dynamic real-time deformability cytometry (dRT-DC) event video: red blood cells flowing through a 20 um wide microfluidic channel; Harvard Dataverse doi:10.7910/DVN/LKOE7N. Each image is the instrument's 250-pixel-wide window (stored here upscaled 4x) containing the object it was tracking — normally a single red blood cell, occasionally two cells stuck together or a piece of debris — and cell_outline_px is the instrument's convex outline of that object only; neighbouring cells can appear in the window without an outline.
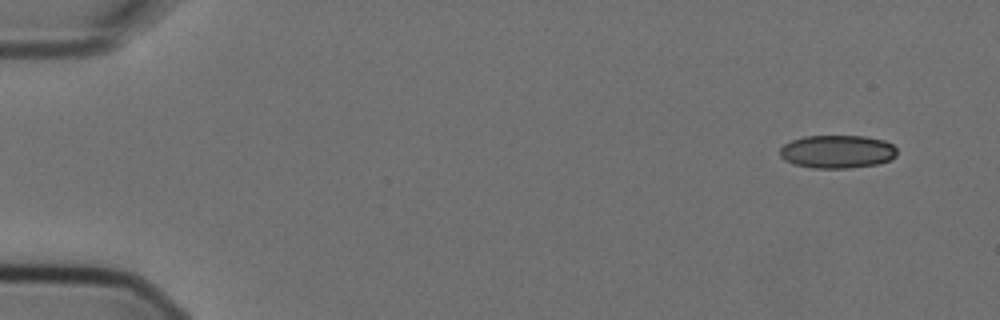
{"species": "Egyptian fruit bat (a non-hibernating species)", "species_latin": "Rousettus aegyptiacus", "temperature_condition": "cold", "stored_images_in_passage": 7, "camera_frame_rate_fps": 3000, "um_per_image_px": 0.085, "animal": {"sex": "female"}, "frame": {"image": 1, "passage_image": 1, "time_ms": 0.0, "image_size_px": [1000, 320], "cell_outline_px": [[896, 156], [888, 160], [876, 164], [848, 168], [812, 168], [792, 164], [784, 160], [780, 156], [780, 148], [784, 144], [792, 140], [804, 136], [864, 136], [884, 140], [892, 144], [896, 148]], "centroid_in_image_um": [71.14, 12.89], "position_along_channel_um": 13.9, "area_um2": 22.66}}
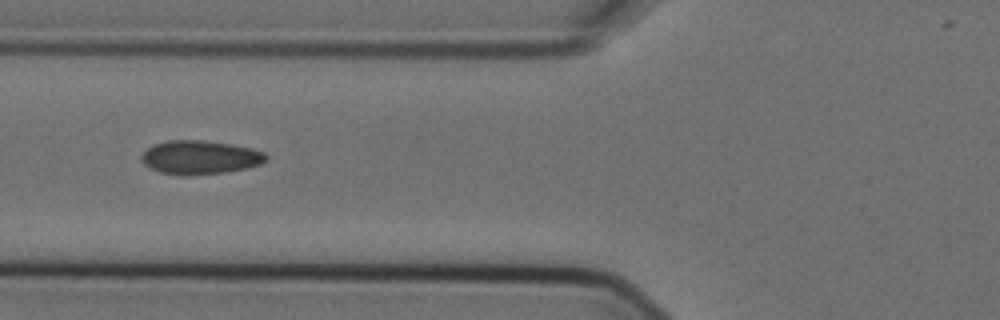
{"frame": {"image": 2, "passage_image": 6, "time_ms": 1.667, "image_size_px": [1000, 320], "cell_outline_px": [[268, 156], [260, 164], [244, 168], [224, 172], [188, 176], [160, 172], [148, 168], [140, 160], [140, 156], [152, 144], [168, 140], [200, 140], [232, 144], [252, 148], [264, 152]], "centroid_in_image_um": [16.95, 13.37], "position_along_channel_um": 108.9, "area_um2": 24.51}}
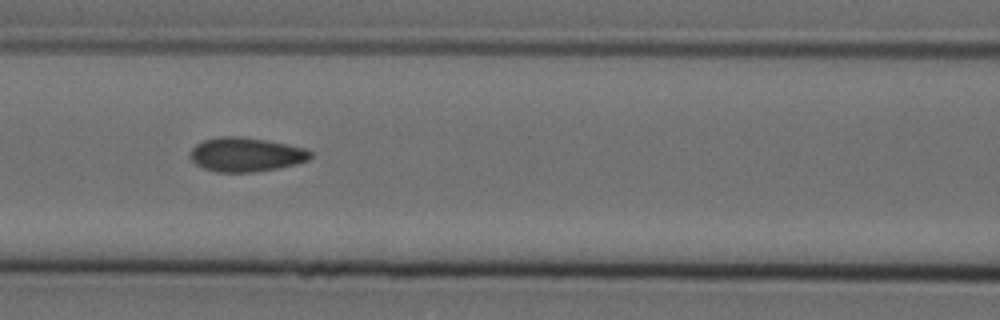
{"frame": {"image": 3, "passage_image": 7, "time_ms": 2.0, "image_size_px": [1000, 320], "cell_outline_px": [[312, 156], [308, 160], [296, 164], [280, 168], [256, 172], [216, 172], [204, 168], [196, 164], [188, 156], [192, 148], [196, 144], [204, 140], [220, 136], [244, 136], [304, 148], [312, 152]], "centroid_in_image_um": [20.88, 13.14], "position_along_channel_um": 145.7, "area_um2": 23.99}}